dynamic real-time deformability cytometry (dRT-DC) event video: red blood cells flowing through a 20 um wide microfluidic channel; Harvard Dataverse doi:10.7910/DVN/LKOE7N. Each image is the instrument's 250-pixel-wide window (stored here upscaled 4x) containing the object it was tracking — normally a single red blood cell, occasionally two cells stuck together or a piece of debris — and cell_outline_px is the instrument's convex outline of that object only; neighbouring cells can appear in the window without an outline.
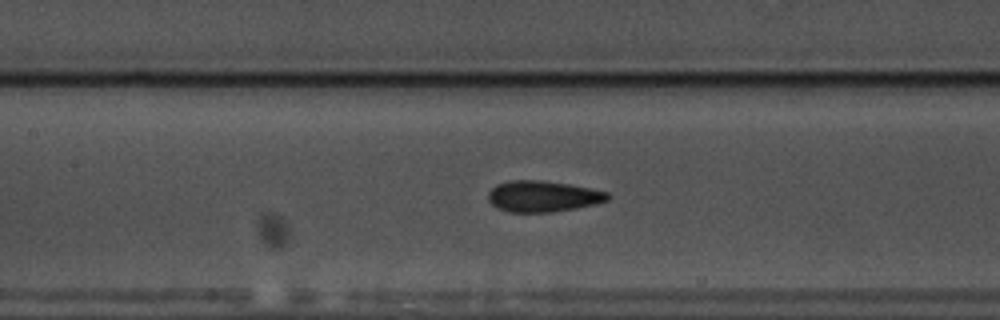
{"species": "common noctule bat (a hibernating species)", "species_latin": "Nyctalus noctula", "temperature_condition": "warm", "stored_images_in_passage": 42, "camera_frame_rate_fps": 3000, "um_per_image_px": 0.085, "animal": {"sex": "male", "body_mass_g": 17.5, "forearm_length_mm": 52.3}, "frame": {"image": 1, "passage_image": 11, "time_ms": 3.333, "image_size_px": [1000, 320], "cell_outline_px": [[612, 196], [608, 200], [596, 204], [576, 208], [552, 212], [508, 212], [496, 208], [488, 200], [488, 192], [496, 184], [512, 180], [540, 180], [568, 184], [608, 192]], "centroid_in_image_um": [46.13, 16.69], "position_along_channel_um": 161.3, "area_um2": 21.73}}
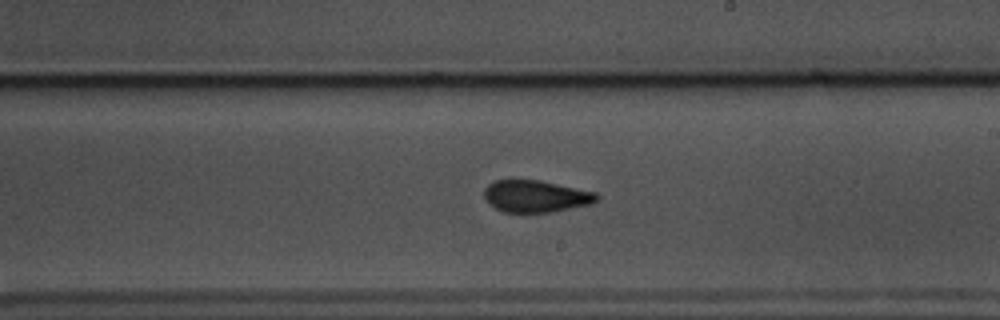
{"frame": {"image": 2, "passage_image": 18, "time_ms": 5.667, "image_size_px": [1000, 320], "cell_outline_px": [[600, 200], [592, 204], [552, 212], [504, 212], [496, 208], [484, 196], [484, 188], [488, 184], [496, 180], [540, 180], [596, 192], [600, 196]], "centroid_in_image_um": [45.6, 16.68], "position_along_channel_um": 243.4, "area_um2": 20.98}}
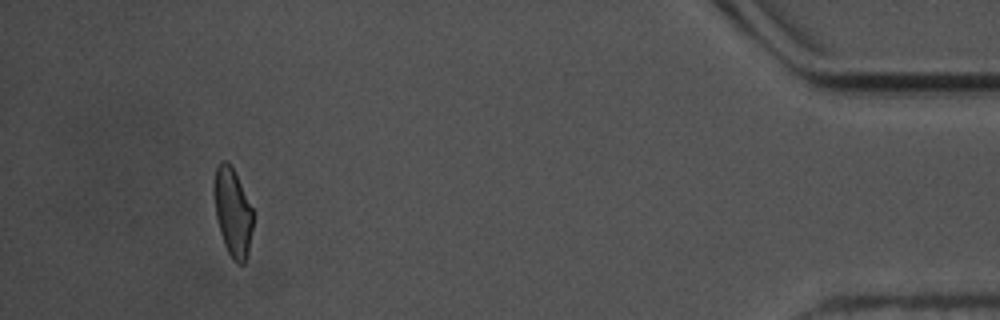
{"frame": {"image": 3, "passage_image": 38, "time_ms": 12.333, "image_size_px": [1000, 320], "cell_outline_px": [[252, 228], [248, 252], [244, 264], [236, 264], [232, 260], [224, 244], [220, 232], [216, 216], [216, 168], [220, 160], [224, 160], [232, 168], [252, 208]], "centroid_in_image_um": [19.8, 18.13], "position_along_channel_um": 415.4, "area_um2": 19.13}, "authors_computed_cell_mechanics": {"area_um2": 21.0681, "velocity_mm_per_s": 3.5484, "shape_relaxation_time_tau1_ms": null, "shape_relaxation_time_tau2_ms": 1.6253, "deformation_change_tau1": null, "deformation_change_tau2": 0.0702}}